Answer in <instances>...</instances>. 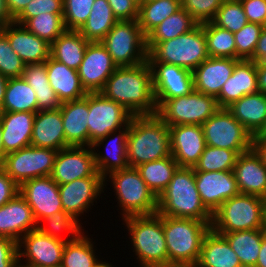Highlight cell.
<instances>
[{"label":"cell","mask_w":266,"mask_h":267,"mask_svg":"<svg viewBox=\"0 0 266 267\" xmlns=\"http://www.w3.org/2000/svg\"><path fill=\"white\" fill-rule=\"evenodd\" d=\"M100 93L123 105L133 116L156 115L152 71L148 61L118 67Z\"/></svg>","instance_id":"obj_1"},{"label":"cell","mask_w":266,"mask_h":267,"mask_svg":"<svg viewBox=\"0 0 266 267\" xmlns=\"http://www.w3.org/2000/svg\"><path fill=\"white\" fill-rule=\"evenodd\" d=\"M171 156L169 127L157 115L133 116L127 135L129 167Z\"/></svg>","instance_id":"obj_2"},{"label":"cell","mask_w":266,"mask_h":267,"mask_svg":"<svg viewBox=\"0 0 266 267\" xmlns=\"http://www.w3.org/2000/svg\"><path fill=\"white\" fill-rule=\"evenodd\" d=\"M157 213L176 218L212 221L213 214L204 206L199 196L193 167H178L166 189L157 198Z\"/></svg>","instance_id":"obj_3"},{"label":"cell","mask_w":266,"mask_h":267,"mask_svg":"<svg viewBox=\"0 0 266 267\" xmlns=\"http://www.w3.org/2000/svg\"><path fill=\"white\" fill-rule=\"evenodd\" d=\"M131 236V245L140 267L169 264L166 239L163 232V215L129 216L123 218ZM133 243V244H132Z\"/></svg>","instance_id":"obj_4"},{"label":"cell","mask_w":266,"mask_h":267,"mask_svg":"<svg viewBox=\"0 0 266 267\" xmlns=\"http://www.w3.org/2000/svg\"><path fill=\"white\" fill-rule=\"evenodd\" d=\"M211 223L212 221L163 215V232L169 264L196 265L204 236L211 229Z\"/></svg>","instance_id":"obj_5"},{"label":"cell","mask_w":266,"mask_h":267,"mask_svg":"<svg viewBox=\"0 0 266 267\" xmlns=\"http://www.w3.org/2000/svg\"><path fill=\"white\" fill-rule=\"evenodd\" d=\"M265 206L262 197L238 194L213 213L211 229L215 233L265 229Z\"/></svg>","instance_id":"obj_6"},{"label":"cell","mask_w":266,"mask_h":267,"mask_svg":"<svg viewBox=\"0 0 266 267\" xmlns=\"http://www.w3.org/2000/svg\"><path fill=\"white\" fill-rule=\"evenodd\" d=\"M209 58L203 24L176 38L156 43L148 51V62H162L190 70Z\"/></svg>","instance_id":"obj_7"},{"label":"cell","mask_w":266,"mask_h":267,"mask_svg":"<svg viewBox=\"0 0 266 267\" xmlns=\"http://www.w3.org/2000/svg\"><path fill=\"white\" fill-rule=\"evenodd\" d=\"M107 179L114 186L122 218L157 213V197L141 178L137 168L128 167L109 173L104 178V186Z\"/></svg>","instance_id":"obj_8"},{"label":"cell","mask_w":266,"mask_h":267,"mask_svg":"<svg viewBox=\"0 0 266 267\" xmlns=\"http://www.w3.org/2000/svg\"><path fill=\"white\" fill-rule=\"evenodd\" d=\"M156 115L168 126L202 125L219 106L215 97L193 90L172 99H155Z\"/></svg>","instance_id":"obj_9"},{"label":"cell","mask_w":266,"mask_h":267,"mask_svg":"<svg viewBox=\"0 0 266 267\" xmlns=\"http://www.w3.org/2000/svg\"><path fill=\"white\" fill-rule=\"evenodd\" d=\"M100 42L117 67L134 66L147 61L146 36L137 20H118Z\"/></svg>","instance_id":"obj_10"},{"label":"cell","mask_w":266,"mask_h":267,"mask_svg":"<svg viewBox=\"0 0 266 267\" xmlns=\"http://www.w3.org/2000/svg\"><path fill=\"white\" fill-rule=\"evenodd\" d=\"M207 146L225 148L244 153L252 148V135L240 124L227 108L217 110L202 124Z\"/></svg>","instance_id":"obj_11"},{"label":"cell","mask_w":266,"mask_h":267,"mask_svg":"<svg viewBox=\"0 0 266 267\" xmlns=\"http://www.w3.org/2000/svg\"><path fill=\"white\" fill-rule=\"evenodd\" d=\"M57 152L30 145L5 155L0 167L20 186L33 178L51 176Z\"/></svg>","instance_id":"obj_12"},{"label":"cell","mask_w":266,"mask_h":267,"mask_svg":"<svg viewBox=\"0 0 266 267\" xmlns=\"http://www.w3.org/2000/svg\"><path fill=\"white\" fill-rule=\"evenodd\" d=\"M89 146L113 131L124 128L133 115L121 104L107 99L100 92L88 93Z\"/></svg>","instance_id":"obj_13"},{"label":"cell","mask_w":266,"mask_h":267,"mask_svg":"<svg viewBox=\"0 0 266 267\" xmlns=\"http://www.w3.org/2000/svg\"><path fill=\"white\" fill-rule=\"evenodd\" d=\"M65 243L38 229L29 231L18 241L19 263L25 262L22 265L27 267H61Z\"/></svg>","instance_id":"obj_14"},{"label":"cell","mask_w":266,"mask_h":267,"mask_svg":"<svg viewBox=\"0 0 266 267\" xmlns=\"http://www.w3.org/2000/svg\"><path fill=\"white\" fill-rule=\"evenodd\" d=\"M91 176H101L91 146H69L57 152L51 174L57 184Z\"/></svg>","instance_id":"obj_15"},{"label":"cell","mask_w":266,"mask_h":267,"mask_svg":"<svg viewBox=\"0 0 266 267\" xmlns=\"http://www.w3.org/2000/svg\"><path fill=\"white\" fill-rule=\"evenodd\" d=\"M108 50L101 42H89L80 64L78 75L87 93L100 92L105 82L117 69Z\"/></svg>","instance_id":"obj_16"},{"label":"cell","mask_w":266,"mask_h":267,"mask_svg":"<svg viewBox=\"0 0 266 267\" xmlns=\"http://www.w3.org/2000/svg\"><path fill=\"white\" fill-rule=\"evenodd\" d=\"M19 194L31 207L37 223L63 211L58 184L51 176L33 178L19 186Z\"/></svg>","instance_id":"obj_17"},{"label":"cell","mask_w":266,"mask_h":267,"mask_svg":"<svg viewBox=\"0 0 266 267\" xmlns=\"http://www.w3.org/2000/svg\"><path fill=\"white\" fill-rule=\"evenodd\" d=\"M195 181L202 203L212 214L226 200L240 194L233 170L195 171Z\"/></svg>","instance_id":"obj_18"},{"label":"cell","mask_w":266,"mask_h":267,"mask_svg":"<svg viewBox=\"0 0 266 267\" xmlns=\"http://www.w3.org/2000/svg\"><path fill=\"white\" fill-rule=\"evenodd\" d=\"M63 211L71 214L77 220L87 212L91 204L104 192V178L91 176L76 179L65 184H58Z\"/></svg>","instance_id":"obj_19"},{"label":"cell","mask_w":266,"mask_h":267,"mask_svg":"<svg viewBox=\"0 0 266 267\" xmlns=\"http://www.w3.org/2000/svg\"><path fill=\"white\" fill-rule=\"evenodd\" d=\"M152 71L155 99H172L190 94L194 90L190 70L162 62H148Z\"/></svg>","instance_id":"obj_20"},{"label":"cell","mask_w":266,"mask_h":267,"mask_svg":"<svg viewBox=\"0 0 266 267\" xmlns=\"http://www.w3.org/2000/svg\"><path fill=\"white\" fill-rule=\"evenodd\" d=\"M170 150L179 167H193L199 162L206 146L202 125L169 127Z\"/></svg>","instance_id":"obj_21"},{"label":"cell","mask_w":266,"mask_h":267,"mask_svg":"<svg viewBox=\"0 0 266 267\" xmlns=\"http://www.w3.org/2000/svg\"><path fill=\"white\" fill-rule=\"evenodd\" d=\"M233 172L240 194L266 199V166L253 147L239 154Z\"/></svg>","instance_id":"obj_22"},{"label":"cell","mask_w":266,"mask_h":267,"mask_svg":"<svg viewBox=\"0 0 266 267\" xmlns=\"http://www.w3.org/2000/svg\"><path fill=\"white\" fill-rule=\"evenodd\" d=\"M0 30L8 37L14 52L26 64L46 62L50 57V44L30 32L24 25L12 22Z\"/></svg>","instance_id":"obj_23"},{"label":"cell","mask_w":266,"mask_h":267,"mask_svg":"<svg viewBox=\"0 0 266 267\" xmlns=\"http://www.w3.org/2000/svg\"><path fill=\"white\" fill-rule=\"evenodd\" d=\"M37 229L31 207L18 193L0 207V236L17 242L29 231Z\"/></svg>","instance_id":"obj_24"},{"label":"cell","mask_w":266,"mask_h":267,"mask_svg":"<svg viewBox=\"0 0 266 267\" xmlns=\"http://www.w3.org/2000/svg\"><path fill=\"white\" fill-rule=\"evenodd\" d=\"M129 131V124L124 128L113 131L105 137L96 140L92 145V150L95 159V165L99 174L105 178L109 173L117 170L127 169V135ZM118 132V134H117ZM116 134V135H115ZM112 138H111V137ZM108 139H110L108 141ZM107 153L103 154L97 147H101L104 143ZM97 152H96V150ZM101 154V155H100Z\"/></svg>","instance_id":"obj_25"},{"label":"cell","mask_w":266,"mask_h":267,"mask_svg":"<svg viewBox=\"0 0 266 267\" xmlns=\"http://www.w3.org/2000/svg\"><path fill=\"white\" fill-rule=\"evenodd\" d=\"M258 92L257 67L252 60L240 59L232 75L224 83L216 98L219 108H227L245 95Z\"/></svg>","instance_id":"obj_26"},{"label":"cell","mask_w":266,"mask_h":267,"mask_svg":"<svg viewBox=\"0 0 266 267\" xmlns=\"http://www.w3.org/2000/svg\"><path fill=\"white\" fill-rule=\"evenodd\" d=\"M238 59L209 57L192 71L194 90L217 98Z\"/></svg>","instance_id":"obj_27"},{"label":"cell","mask_w":266,"mask_h":267,"mask_svg":"<svg viewBox=\"0 0 266 267\" xmlns=\"http://www.w3.org/2000/svg\"><path fill=\"white\" fill-rule=\"evenodd\" d=\"M35 115L32 112H0L4 155L31 145Z\"/></svg>","instance_id":"obj_28"},{"label":"cell","mask_w":266,"mask_h":267,"mask_svg":"<svg viewBox=\"0 0 266 267\" xmlns=\"http://www.w3.org/2000/svg\"><path fill=\"white\" fill-rule=\"evenodd\" d=\"M59 108L65 133V148L89 146L88 93L82 99L62 102Z\"/></svg>","instance_id":"obj_29"},{"label":"cell","mask_w":266,"mask_h":267,"mask_svg":"<svg viewBox=\"0 0 266 267\" xmlns=\"http://www.w3.org/2000/svg\"><path fill=\"white\" fill-rule=\"evenodd\" d=\"M31 146L57 151L65 148V133L60 108L36 112Z\"/></svg>","instance_id":"obj_30"},{"label":"cell","mask_w":266,"mask_h":267,"mask_svg":"<svg viewBox=\"0 0 266 267\" xmlns=\"http://www.w3.org/2000/svg\"><path fill=\"white\" fill-rule=\"evenodd\" d=\"M50 86L60 102L79 100L87 95L81 85L78 71L49 57L45 62Z\"/></svg>","instance_id":"obj_31"},{"label":"cell","mask_w":266,"mask_h":267,"mask_svg":"<svg viewBox=\"0 0 266 267\" xmlns=\"http://www.w3.org/2000/svg\"><path fill=\"white\" fill-rule=\"evenodd\" d=\"M227 110L253 136L264 128L266 121V94H248L232 103Z\"/></svg>","instance_id":"obj_32"},{"label":"cell","mask_w":266,"mask_h":267,"mask_svg":"<svg viewBox=\"0 0 266 267\" xmlns=\"http://www.w3.org/2000/svg\"><path fill=\"white\" fill-rule=\"evenodd\" d=\"M197 267H238L239 257L228 241L212 229L204 236Z\"/></svg>","instance_id":"obj_33"},{"label":"cell","mask_w":266,"mask_h":267,"mask_svg":"<svg viewBox=\"0 0 266 267\" xmlns=\"http://www.w3.org/2000/svg\"><path fill=\"white\" fill-rule=\"evenodd\" d=\"M89 41L78 30H65L51 45L50 57L78 70Z\"/></svg>","instance_id":"obj_34"},{"label":"cell","mask_w":266,"mask_h":267,"mask_svg":"<svg viewBox=\"0 0 266 267\" xmlns=\"http://www.w3.org/2000/svg\"><path fill=\"white\" fill-rule=\"evenodd\" d=\"M22 78L32 87L37 98V111L54 110L61 106L47 77L45 62L26 64Z\"/></svg>","instance_id":"obj_35"},{"label":"cell","mask_w":266,"mask_h":267,"mask_svg":"<svg viewBox=\"0 0 266 267\" xmlns=\"http://www.w3.org/2000/svg\"><path fill=\"white\" fill-rule=\"evenodd\" d=\"M198 23L182 7L163 20L146 36V47L149 51L156 43L176 38L190 32Z\"/></svg>","instance_id":"obj_36"},{"label":"cell","mask_w":266,"mask_h":267,"mask_svg":"<svg viewBox=\"0 0 266 267\" xmlns=\"http://www.w3.org/2000/svg\"><path fill=\"white\" fill-rule=\"evenodd\" d=\"M265 233V229H258L218 234L228 241L232 250L239 257L241 265L255 267L261 248L262 236Z\"/></svg>","instance_id":"obj_37"},{"label":"cell","mask_w":266,"mask_h":267,"mask_svg":"<svg viewBox=\"0 0 266 267\" xmlns=\"http://www.w3.org/2000/svg\"><path fill=\"white\" fill-rule=\"evenodd\" d=\"M117 21L107 0H95L87 21L78 31L89 42H100Z\"/></svg>","instance_id":"obj_38"},{"label":"cell","mask_w":266,"mask_h":267,"mask_svg":"<svg viewBox=\"0 0 266 267\" xmlns=\"http://www.w3.org/2000/svg\"><path fill=\"white\" fill-rule=\"evenodd\" d=\"M179 165L171 156L137 166L141 178L158 198L166 189Z\"/></svg>","instance_id":"obj_39"},{"label":"cell","mask_w":266,"mask_h":267,"mask_svg":"<svg viewBox=\"0 0 266 267\" xmlns=\"http://www.w3.org/2000/svg\"><path fill=\"white\" fill-rule=\"evenodd\" d=\"M2 112H37L36 94L22 77L8 79Z\"/></svg>","instance_id":"obj_40"},{"label":"cell","mask_w":266,"mask_h":267,"mask_svg":"<svg viewBox=\"0 0 266 267\" xmlns=\"http://www.w3.org/2000/svg\"><path fill=\"white\" fill-rule=\"evenodd\" d=\"M181 8L180 0H146L139 6L138 23L147 36L163 20Z\"/></svg>","instance_id":"obj_41"},{"label":"cell","mask_w":266,"mask_h":267,"mask_svg":"<svg viewBox=\"0 0 266 267\" xmlns=\"http://www.w3.org/2000/svg\"><path fill=\"white\" fill-rule=\"evenodd\" d=\"M91 238L83 233L65 243L61 267H99V260Z\"/></svg>","instance_id":"obj_42"},{"label":"cell","mask_w":266,"mask_h":267,"mask_svg":"<svg viewBox=\"0 0 266 267\" xmlns=\"http://www.w3.org/2000/svg\"><path fill=\"white\" fill-rule=\"evenodd\" d=\"M79 221L80 220H77L71 214L60 211L47 218L41 219L39 223H37V229L49 237L69 242L84 233V229H82V225ZM42 222H44L45 225L42 224ZM63 232L69 234L71 237L67 239L63 238L64 236L61 234Z\"/></svg>","instance_id":"obj_43"},{"label":"cell","mask_w":266,"mask_h":267,"mask_svg":"<svg viewBox=\"0 0 266 267\" xmlns=\"http://www.w3.org/2000/svg\"><path fill=\"white\" fill-rule=\"evenodd\" d=\"M203 29L209 57L236 59V44L232 32L217 27L212 22L203 23Z\"/></svg>","instance_id":"obj_44"},{"label":"cell","mask_w":266,"mask_h":267,"mask_svg":"<svg viewBox=\"0 0 266 267\" xmlns=\"http://www.w3.org/2000/svg\"><path fill=\"white\" fill-rule=\"evenodd\" d=\"M239 154L236 151L205 146L194 171H230L234 169Z\"/></svg>","instance_id":"obj_45"},{"label":"cell","mask_w":266,"mask_h":267,"mask_svg":"<svg viewBox=\"0 0 266 267\" xmlns=\"http://www.w3.org/2000/svg\"><path fill=\"white\" fill-rule=\"evenodd\" d=\"M23 25L50 45L66 30L63 14L41 13L29 18Z\"/></svg>","instance_id":"obj_46"},{"label":"cell","mask_w":266,"mask_h":267,"mask_svg":"<svg viewBox=\"0 0 266 267\" xmlns=\"http://www.w3.org/2000/svg\"><path fill=\"white\" fill-rule=\"evenodd\" d=\"M211 22L234 34L247 24L248 20L240 0H224Z\"/></svg>","instance_id":"obj_47"},{"label":"cell","mask_w":266,"mask_h":267,"mask_svg":"<svg viewBox=\"0 0 266 267\" xmlns=\"http://www.w3.org/2000/svg\"><path fill=\"white\" fill-rule=\"evenodd\" d=\"M264 26L257 23H247L234 33L236 44V59L250 60Z\"/></svg>","instance_id":"obj_48"},{"label":"cell","mask_w":266,"mask_h":267,"mask_svg":"<svg viewBox=\"0 0 266 267\" xmlns=\"http://www.w3.org/2000/svg\"><path fill=\"white\" fill-rule=\"evenodd\" d=\"M95 0H63V21L66 30H79L87 21Z\"/></svg>","instance_id":"obj_49"},{"label":"cell","mask_w":266,"mask_h":267,"mask_svg":"<svg viewBox=\"0 0 266 267\" xmlns=\"http://www.w3.org/2000/svg\"><path fill=\"white\" fill-rule=\"evenodd\" d=\"M25 63L12 49L8 37L0 30V73L6 78L22 77Z\"/></svg>","instance_id":"obj_50"},{"label":"cell","mask_w":266,"mask_h":267,"mask_svg":"<svg viewBox=\"0 0 266 267\" xmlns=\"http://www.w3.org/2000/svg\"><path fill=\"white\" fill-rule=\"evenodd\" d=\"M181 7L198 24L211 22L224 0H181Z\"/></svg>","instance_id":"obj_51"},{"label":"cell","mask_w":266,"mask_h":267,"mask_svg":"<svg viewBox=\"0 0 266 267\" xmlns=\"http://www.w3.org/2000/svg\"><path fill=\"white\" fill-rule=\"evenodd\" d=\"M41 13L63 14V0H31L14 22L23 25L29 18Z\"/></svg>","instance_id":"obj_52"},{"label":"cell","mask_w":266,"mask_h":267,"mask_svg":"<svg viewBox=\"0 0 266 267\" xmlns=\"http://www.w3.org/2000/svg\"><path fill=\"white\" fill-rule=\"evenodd\" d=\"M249 23L266 27V0H240Z\"/></svg>","instance_id":"obj_53"},{"label":"cell","mask_w":266,"mask_h":267,"mask_svg":"<svg viewBox=\"0 0 266 267\" xmlns=\"http://www.w3.org/2000/svg\"><path fill=\"white\" fill-rule=\"evenodd\" d=\"M18 263V243L0 236V267H15Z\"/></svg>","instance_id":"obj_54"},{"label":"cell","mask_w":266,"mask_h":267,"mask_svg":"<svg viewBox=\"0 0 266 267\" xmlns=\"http://www.w3.org/2000/svg\"><path fill=\"white\" fill-rule=\"evenodd\" d=\"M118 20H137L139 6L133 0H107Z\"/></svg>","instance_id":"obj_55"},{"label":"cell","mask_w":266,"mask_h":267,"mask_svg":"<svg viewBox=\"0 0 266 267\" xmlns=\"http://www.w3.org/2000/svg\"><path fill=\"white\" fill-rule=\"evenodd\" d=\"M19 193V185L0 167V207Z\"/></svg>","instance_id":"obj_56"},{"label":"cell","mask_w":266,"mask_h":267,"mask_svg":"<svg viewBox=\"0 0 266 267\" xmlns=\"http://www.w3.org/2000/svg\"><path fill=\"white\" fill-rule=\"evenodd\" d=\"M250 60L255 63L266 61V27H264L260 33L255 52Z\"/></svg>","instance_id":"obj_57"},{"label":"cell","mask_w":266,"mask_h":267,"mask_svg":"<svg viewBox=\"0 0 266 267\" xmlns=\"http://www.w3.org/2000/svg\"><path fill=\"white\" fill-rule=\"evenodd\" d=\"M31 0H5L7 9L13 19H15Z\"/></svg>","instance_id":"obj_58"},{"label":"cell","mask_w":266,"mask_h":267,"mask_svg":"<svg viewBox=\"0 0 266 267\" xmlns=\"http://www.w3.org/2000/svg\"><path fill=\"white\" fill-rule=\"evenodd\" d=\"M258 92L266 94V61L256 63Z\"/></svg>","instance_id":"obj_59"},{"label":"cell","mask_w":266,"mask_h":267,"mask_svg":"<svg viewBox=\"0 0 266 267\" xmlns=\"http://www.w3.org/2000/svg\"><path fill=\"white\" fill-rule=\"evenodd\" d=\"M252 147L260 155L263 164L266 166V136H253Z\"/></svg>","instance_id":"obj_60"},{"label":"cell","mask_w":266,"mask_h":267,"mask_svg":"<svg viewBox=\"0 0 266 267\" xmlns=\"http://www.w3.org/2000/svg\"><path fill=\"white\" fill-rule=\"evenodd\" d=\"M12 22H14V19L7 9L5 0H0V28Z\"/></svg>","instance_id":"obj_61"},{"label":"cell","mask_w":266,"mask_h":267,"mask_svg":"<svg viewBox=\"0 0 266 267\" xmlns=\"http://www.w3.org/2000/svg\"><path fill=\"white\" fill-rule=\"evenodd\" d=\"M255 267H266V233L262 236L261 248Z\"/></svg>","instance_id":"obj_62"},{"label":"cell","mask_w":266,"mask_h":267,"mask_svg":"<svg viewBox=\"0 0 266 267\" xmlns=\"http://www.w3.org/2000/svg\"><path fill=\"white\" fill-rule=\"evenodd\" d=\"M7 84H8V78H6L4 75L0 73V112H2Z\"/></svg>","instance_id":"obj_63"},{"label":"cell","mask_w":266,"mask_h":267,"mask_svg":"<svg viewBox=\"0 0 266 267\" xmlns=\"http://www.w3.org/2000/svg\"><path fill=\"white\" fill-rule=\"evenodd\" d=\"M155 267H197V265H192V264H165V265H160V266H155Z\"/></svg>","instance_id":"obj_64"},{"label":"cell","mask_w":266,"mask_h":267,"mask_svg":"<svg viewBox=\"0 0 266 267\" xmlns=\"http://www.w3.org/2000/svg\"><path fill=\"white\" fill-rule=\"evenodd\" d=\"M4 157L5 155L3 153L2 130H1V125H0V166L2 165Z\"/></svg>","instance_id":"obj_65"},{"label":"cell","mask_w":266,"mask_h":267,"mask_svg":"<svg viewBox=\"0 0 266 267\" xmlns=\"http://www.w3.org/2000/svg\"><path fill=\"white\" fill-rule=\"evenodd\" d=\"M257 136H266V121L263 130Z\"/></svg>","instance_id":"obj_66"},{"label":"cell","mask_w":266,"mask_h":267,"mask_svg":"<svg viewBox=\"0 0 266 267\" xmlns=\"http://www.w3.org/2000/svg\"><path fill=\"white\" fill-rule=\"evenodd\" d=\"M99 267H114V266H112V264L111 263H106L105 261L104 262H102L100 265H99Z\"/></svg>","instance_id":"obj_67"},{"label":"cell","mask_w":266,"mask_h":267,"mask_svg":"<svg viewBox=\"0 0 266 267\" xmlns=\"http://www.w3.org/2000/svg\"><path fill=\"white\" fill-rule=\"evenodd\" d=\"M138 6L143 4L146 0H133Z\"/></svg>","instance_id":"obj_68"},{"label":"cell","mask_w":266,"mask_h":267,"mask_svg":"<svg viewBox=\"0 0 266 267\" xmlns=\"http://www.w3.org/2000/svg\"><path fill=\"white\" fill-rule=\"evenodd\" d=\"M15 267H27V266H24V265L18 263Z\"/></svg>","instance_id":"obj_69"},{"label":"cell","mask_w":266,"mask_h":267,"mask_svg":"<svg viewBox=\"0 0 266 267\" xmlns=\"http://www.w3.org/2000/svg\"><path fill=\"white\" fill-rule=\"evenodd\" d=\"M265 230H266V206H265Z\"/></svg>","instance_id":"obj_70"},{"label":"cell","mask_w":266,"mask_h":267,"mask_svg":"<svg viewBox=\"0 0 266 267\" xmlns=\"http://www.w3.org/2000/svg\"><path fill=\"white\" fill-rule=\"evenodd\" d=\"M238 267H252V266H245V265H240Z\"/></svg>","instance_id":"obj_71"}]
</instances>
